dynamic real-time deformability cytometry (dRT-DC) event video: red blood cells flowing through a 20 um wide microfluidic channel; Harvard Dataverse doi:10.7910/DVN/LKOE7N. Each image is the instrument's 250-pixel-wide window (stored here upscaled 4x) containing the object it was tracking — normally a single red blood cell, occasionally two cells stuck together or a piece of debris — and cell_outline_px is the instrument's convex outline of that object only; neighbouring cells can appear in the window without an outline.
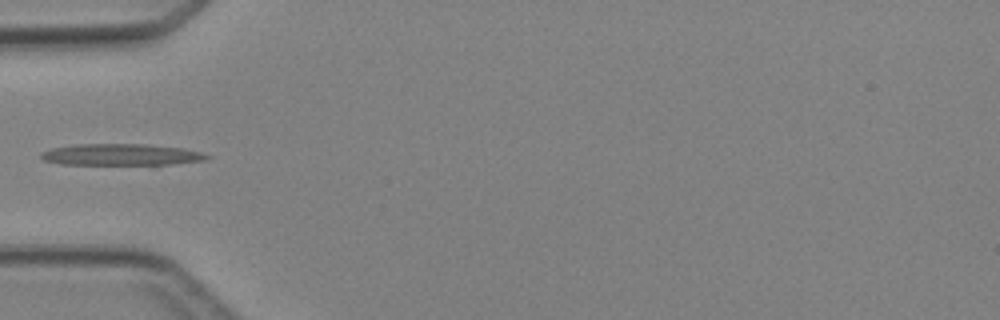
{"species": "Egyptian fruit bat (a non-hibernating species)", "species_latin": "Rousettus aegyptiacus", "temperature_condition": "cold", "stored_images_in_passage": 4, "camera_frame_rate_fps": 3000, "um_per_image_px": 0.085, "animal": {"sex": "female"}, "frame": {"image": 1, "passage_image": 3, "time_ms": 2.333, "image_size_px": [1000, 320], "cell_outline_px": [[212, 156], [204, 160], [168, 164], [60, 164], [44, 160], [40, 156], [40, 152], [52, 148], [72, 144], [144, 144], [184, 148], [200, 152]], "centroid_in_image_um": [10.25, 13.13], "position_along_channel_um": 74.7, "area_um2": 20.63}}
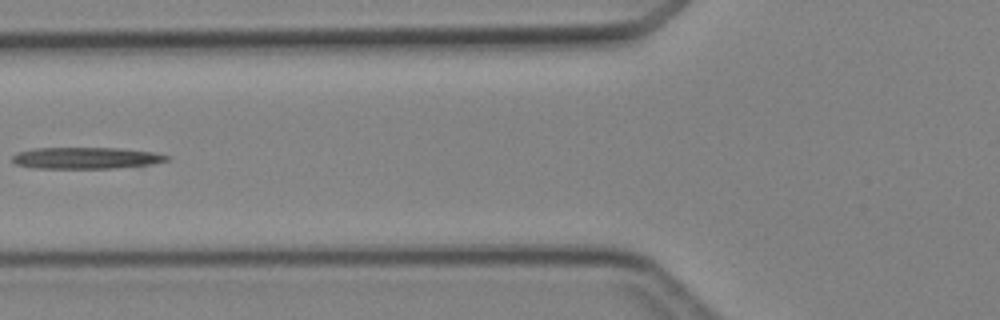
{"frame": {"image": 2, "passage_image": 4, "time_ms": 3.333, "image_size_px": [1000, 320], "cell_outline_px": [[172, 156], [168, 160], [152, 164], [112, 168], [32, 168], [16, 164], [12, 160], [12, 156], [16, 152], [32, 148], [120, 148], [156, 152]], "centroid_in_image_um": [7.32, 13.42], "position_along_channel_um": 118.5, "area_um2": 19.54}}